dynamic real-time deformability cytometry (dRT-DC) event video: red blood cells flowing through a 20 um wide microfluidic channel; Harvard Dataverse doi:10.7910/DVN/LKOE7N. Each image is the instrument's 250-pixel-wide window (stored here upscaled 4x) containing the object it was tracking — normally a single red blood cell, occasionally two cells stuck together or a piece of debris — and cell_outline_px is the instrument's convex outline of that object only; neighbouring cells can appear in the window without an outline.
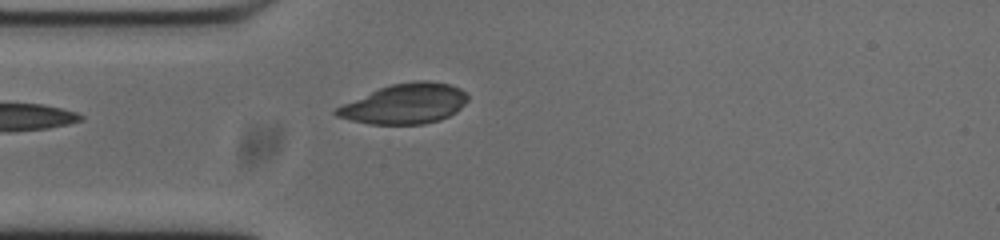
{"species": "common noctule bat (a hibernating species)", "species_latin": "Nyctalus noctula", "temperature_condition": "cold", "stored_images_in_passage": 9, "camera_frame_rate_fps": 3000, "um_per_image_px": 0.085, "animal": {"sex": "male", "body_mass_g": 20.0, "forearm_length_mm": 53.3}, "frame": {"image": 1, "passage_image": 1, "time_ms": 0.0, "image_size_px": [1000, 240], "cell_outline_px": [[468, 100], [456, 112], [440, 120], [424, 124], [368, 124], [336, 116], [332, 112], [336, 108], [344, 104], [380, 88], [392, 84], [416, 80], [428, 80], [448, 84], [460, 88], [468, 96]], "centroid_in_image_um": [34.44, 8.82], "position_along_channel_um": 50.6, "area_um2": 30.4}}